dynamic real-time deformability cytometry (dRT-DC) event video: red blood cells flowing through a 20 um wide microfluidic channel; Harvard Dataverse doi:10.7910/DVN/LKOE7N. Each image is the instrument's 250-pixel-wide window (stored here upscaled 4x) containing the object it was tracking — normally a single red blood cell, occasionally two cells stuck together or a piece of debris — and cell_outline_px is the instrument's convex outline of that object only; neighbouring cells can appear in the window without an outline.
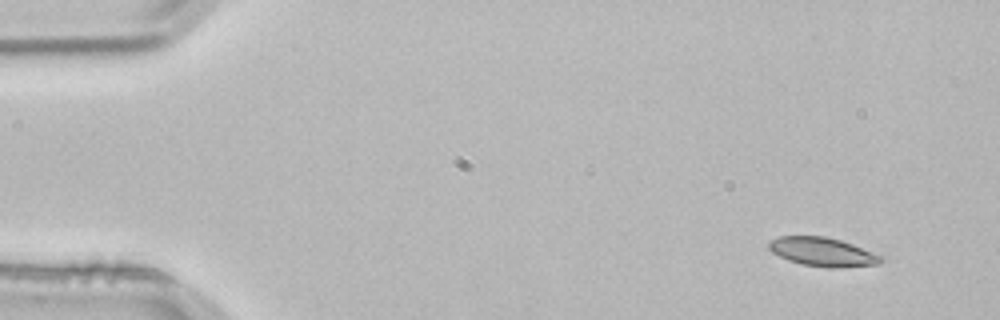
{"species": "common noctule bat (a hibernating species)", "species_latin": "Nyctalus noctula", "temperature_condition": "room temperature", "stored_images_in_passage": 4, "camera_frame_rate_fps": 3000, "um_per_image_px": 0.085, "animal": {"sex": "male", "body_mass_g": 21.5, "forearm_length_mm": 52.0}, "frame": {"image": 1, "passage_image": 1, "time_ms": 0.0, "image_size_px": [1000, 320], "cell_outline_px": [[884, 260], [880, 264], [840, 268], [828, 268], [804, 264], [788, 260], [772, 252], [768, 248], [768, 240], [780, 236], [824, 236], [840, 240], [852, 244], [884, 256]], "centroid_in_image_um": [69.94, 21.41], "position_along_channel_um": 15.1, "area_um2": 18.96}}